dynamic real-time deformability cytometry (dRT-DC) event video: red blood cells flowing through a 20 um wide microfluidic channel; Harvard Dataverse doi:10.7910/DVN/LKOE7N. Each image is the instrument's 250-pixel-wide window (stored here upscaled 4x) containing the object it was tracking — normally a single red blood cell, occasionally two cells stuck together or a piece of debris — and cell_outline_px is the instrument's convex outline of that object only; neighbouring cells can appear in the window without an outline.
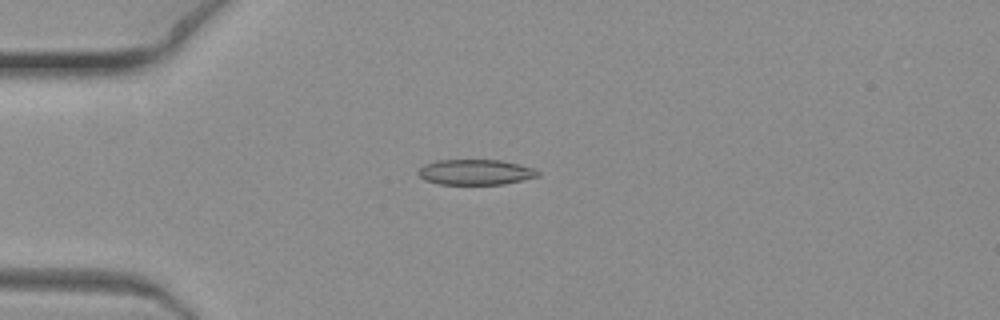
{"species": "common noctule bat (a hibernating species)", "species_latin": "Nyctalus noctula", "temperature_condition": "warm", "stored_images_in_passage": 5, "camera_frame_rate_fps": 3000, "um_per_image_px": 0.085, "animal": {"sex": "female", "body_mass_g": 19.3, "forearm_length_mm": 54.1}, "frame": {"image": 1, "passage_image": 4, "time_ms": 1.0, "image_size_px": [1000, 320], "cell_outline_px": [[540, 176], [504, 184], [440, 184], [424, 180], [416, 172], [424, 164], [436, 160], [500, 160], [532, 168], [540, 172]], "centroid_in_image_um": [40.38, 14.63], "position_along_channel_um": 44.6, "area_um2": 17.63}}